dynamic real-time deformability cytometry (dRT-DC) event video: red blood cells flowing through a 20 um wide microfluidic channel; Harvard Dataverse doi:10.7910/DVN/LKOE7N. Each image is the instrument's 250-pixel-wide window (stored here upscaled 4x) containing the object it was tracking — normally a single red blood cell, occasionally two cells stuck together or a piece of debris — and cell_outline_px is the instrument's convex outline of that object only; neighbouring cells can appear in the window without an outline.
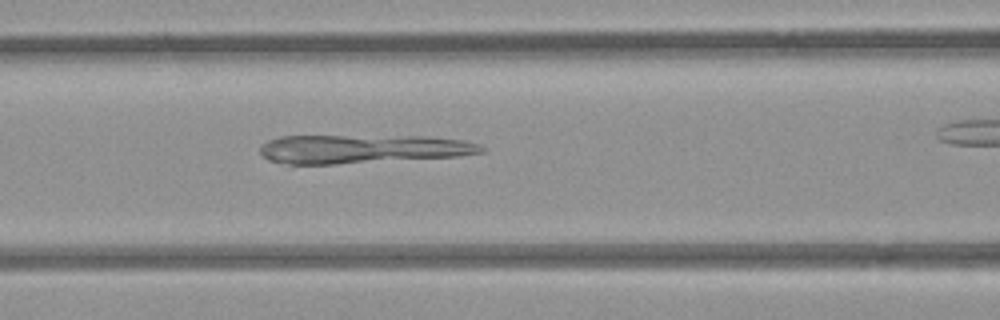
{"species": "common noctule bat (a hibernating species)", "species_latin": "Nyctalus noctula", "temperature_condition": "room temperature", "stored_images_in_passage": 32, "camera_frame_rate_fps": 3000, "um_per_image_px": 0.085, "animal": {"sex": "female", "body_mass_g": 21.9}, "frame": {"image": 1, "passage_image": 12, "time_ms": 3.667, "image_size_px": [1000, 320], "cell_outline_px": [[484, 152], [456, 156], [336, 164], [288, 164], [268, 160], [260, 152], [260, 148], [268, 140], [280, 136], [428, 136], [464, 140], [480, 144], [484, 148]], "centroid_in_image_um": [30.81, 12.65], "position_along_channel_um": 135.8, "area_um2": 36.93}}
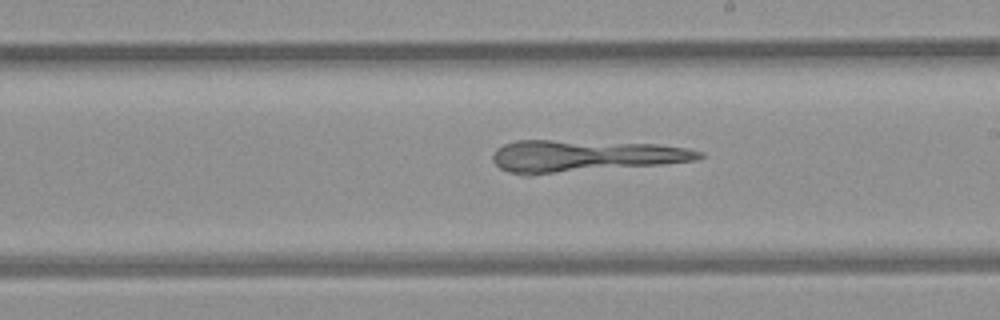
{"frame": {"image": 2, "passage_image": 20, "time_ms": 6.333, "image_size_px": [1000, 320], "cell_outline_px": [[704, 156], [696, 160], [664, 164], [524, 176], [508, 172], [500, 168], [492, 160], [492, 156], [496, 148], [504, 144], [516, 140], [552, 140], [656, 144], [688, 148], [704, 152]], "centroid_in_image_um": [49.65, 13.27], "position_along_channel_um": 239.4, "area_um2": 38.61}}
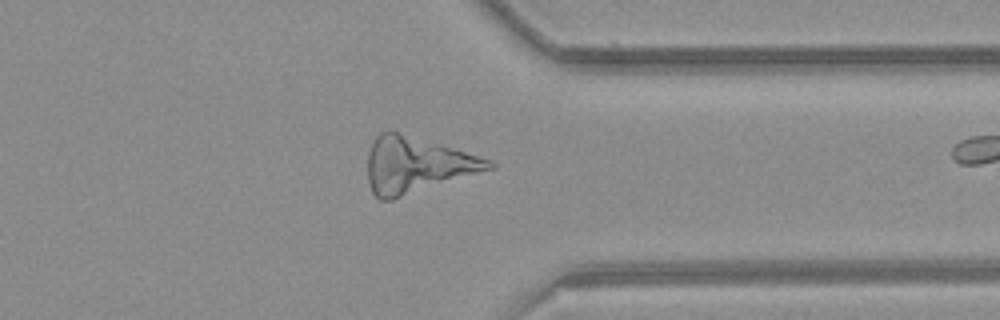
{"frame": {"image": 3, "passage_image": 31, "time_ms": 10.0, "image_size_px": [1000, 320], "cell_outline_px": [[496, 168], [392, 200], [380, 200], [372, 192], [368, 180], [368, 156], [372, 144], [376, 136], [380, 132], [396, 132], [492, 160], [496, 164]], "centroid_in_image_um": [35.43, 14.06], "position_along_channel_um": 376.0, "area_um2": 38.84}}